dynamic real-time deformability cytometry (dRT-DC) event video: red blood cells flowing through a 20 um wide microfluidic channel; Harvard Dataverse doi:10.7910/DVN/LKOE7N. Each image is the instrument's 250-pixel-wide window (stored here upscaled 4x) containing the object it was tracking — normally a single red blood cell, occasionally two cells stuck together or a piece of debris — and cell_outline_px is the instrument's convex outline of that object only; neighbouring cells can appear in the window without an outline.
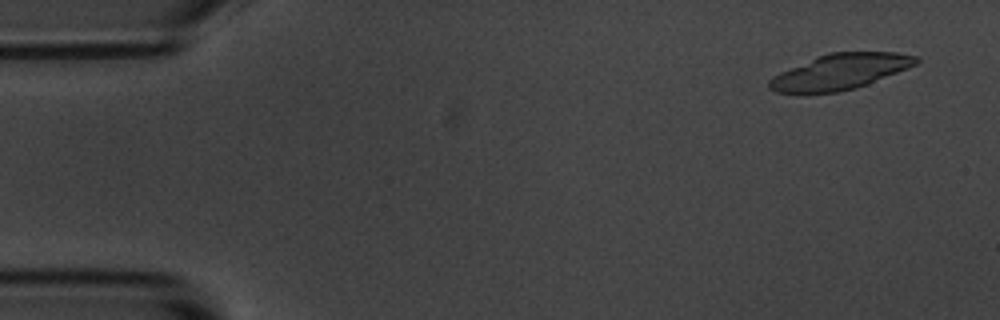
{"species": "common noctule bat (a hibernating species)", "species_latin": "Nyctalus noctula", "temperature_condition": "room temperature", "stored_images_in_passage": 5, "camera_frame_rate_fps": 3000, "um_per_image_px": 0.085, "animal": {"sex": "male", "body_mass_g": 20.1, "forearm_length_mm": 53.5}, "frame": {"image": 1, "passage_image": 1, "time_ms": 0.0, "image_size_px": [1000, 320], "cell_outline_px": [[920, 60], [916, 64], [908, 68], [868, 84], [856, 88], [836, 92], [804, 96], [776, 92], [768, 88], [768, 80], [772, 76], [780, 72], [816, 56], [828, 52], [896, 52], [916, 56]], "centroid_in_image_um": [71.33, 6.13], "position_along_channel_um": 13.7, "area_um2": 31.1}}